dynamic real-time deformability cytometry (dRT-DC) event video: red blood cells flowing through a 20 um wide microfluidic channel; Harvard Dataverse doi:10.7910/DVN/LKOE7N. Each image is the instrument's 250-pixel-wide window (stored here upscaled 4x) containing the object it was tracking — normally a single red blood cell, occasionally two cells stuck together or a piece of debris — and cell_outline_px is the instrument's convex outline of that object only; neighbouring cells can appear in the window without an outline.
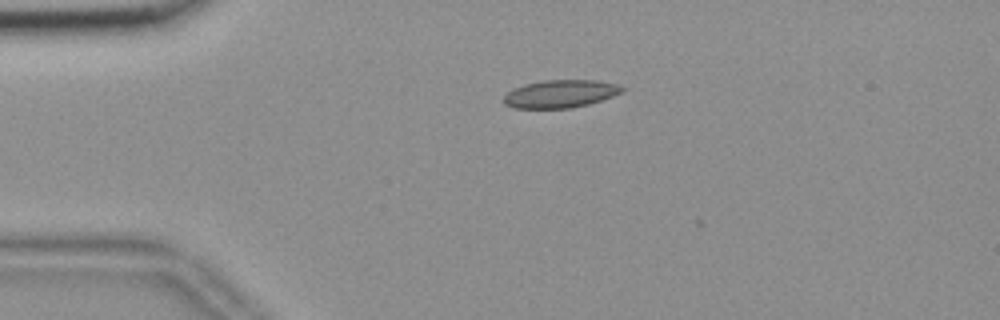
{"species": "common noctule bat (a hibernating species)", "species_latin": "Nyctalus noctula", "temperature_condition": "room temperature", "stored_images_in_passage": 3, "camera_frame_rate_fps": 3000, "um_per_image_px": 0.085, "animal": {"sex": "female", "body_mass_g": 18.4}, "frame": {"image": 1, "passage_image": 2, "time_ms": 0.333, "image_size_px": [1000, 320], "cell_outline_px": [[624, 92], [588, 104], [572, 108], [512, 108], [504, 104], [504, 96], [512, 88], [524, 84], [544, 80], [596, 80], [620, 84], [624, 88]], "centroid_in_image_um": [47.63, 7.97], "position_along_channel_um": 37.4, "area_um2": 19.31}}